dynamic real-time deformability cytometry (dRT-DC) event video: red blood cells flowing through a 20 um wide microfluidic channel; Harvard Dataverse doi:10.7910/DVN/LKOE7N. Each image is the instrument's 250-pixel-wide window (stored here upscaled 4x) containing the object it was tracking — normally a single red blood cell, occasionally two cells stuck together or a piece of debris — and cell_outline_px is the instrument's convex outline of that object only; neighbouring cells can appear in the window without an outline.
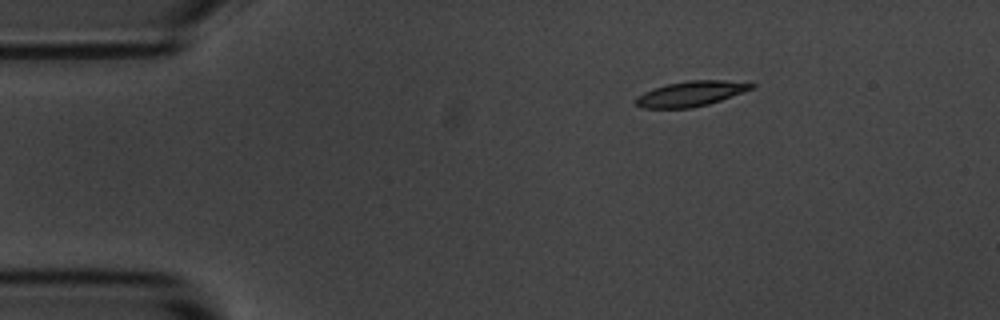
{"species": "common noctule bat (a hibernating species)", "species_latin": "Nyctalus noctula", "temperature_condition": "room temperature", "stored_images_in_passage": 3, "camera_frame_rate_fps": 3000, "um_per_image_px": 0.085, "animal": {"sex": "male", "body_mass_g": 20.1, "forearm_length_mm": 53.5}, "frame": {"image": 1, "passage_image": 1, "time_ms": 0.0, "image_size_px": [1000, 320], "cell_outline_px": [[756, 88], [708, 104], [692, 108], [640, 108], [636, 104], [636, 96], [652, 88], [668, 84], [688, 80], [724, 80], [756, 84]], "centroid_in_image_um": [58.72, 7.96], "position_along_channel_um": 26.3, "area_um2": 16.99}}
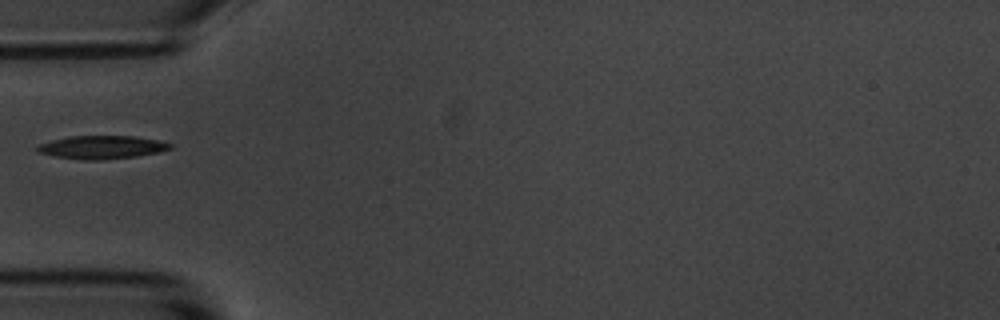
{"frame": {"image": 2, "passage_image": 3, "time_ms": 3.0, "image_size_px": [1000, 320], "cell_outline_px": [[172, 148], [156, 152], [136, 156], [100, 160], [84, 160], [56, 156], [36, 152], [36, 148], [40, 144], [52, 140], [72, 136], [136, 136], [160, 140], [172, 144]], "centroid_in_image_um": [8.66, 12.51], "position_along_channel_um": 76.3, "area_um2": 17.8}}